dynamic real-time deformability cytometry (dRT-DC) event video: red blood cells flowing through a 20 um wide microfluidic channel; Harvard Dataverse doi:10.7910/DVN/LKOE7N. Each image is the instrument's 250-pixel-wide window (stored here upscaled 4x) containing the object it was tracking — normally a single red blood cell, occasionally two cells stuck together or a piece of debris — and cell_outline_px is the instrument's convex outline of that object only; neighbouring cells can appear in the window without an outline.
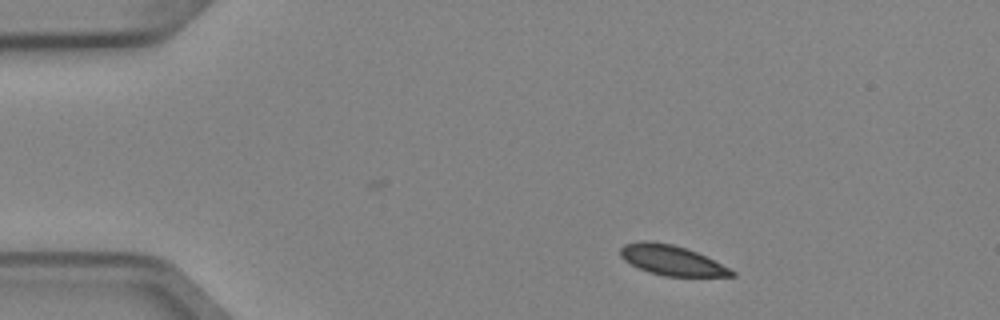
{"species": "Egyptian fruit bat (a non-hibernating species)", "species_latin": "Rousettus aegyptiacus", "temperature_condition": "cold", "stored_images_in_passage": 3, "camera_frame_rate_fps": 3000, "um_per_image_px": 0.085, "animal": {"sex": "female"}, "frame": {"image": 1, "passage_image": 1, "time_ms": 0.0, "image_size_px": [1000, 320], "cell_outline_px": [[736, 276], [664, 276], [648, 272], [624, 260], [620, 256], [620, 248], [624, 244], [640, 240], [648, 240], [672, 244], [696, 252], [736, 272]], "centroid_in_image_um": [57.04, 22.11], "position_along_channel_um": 28.0, "area_um2": 19.19}}